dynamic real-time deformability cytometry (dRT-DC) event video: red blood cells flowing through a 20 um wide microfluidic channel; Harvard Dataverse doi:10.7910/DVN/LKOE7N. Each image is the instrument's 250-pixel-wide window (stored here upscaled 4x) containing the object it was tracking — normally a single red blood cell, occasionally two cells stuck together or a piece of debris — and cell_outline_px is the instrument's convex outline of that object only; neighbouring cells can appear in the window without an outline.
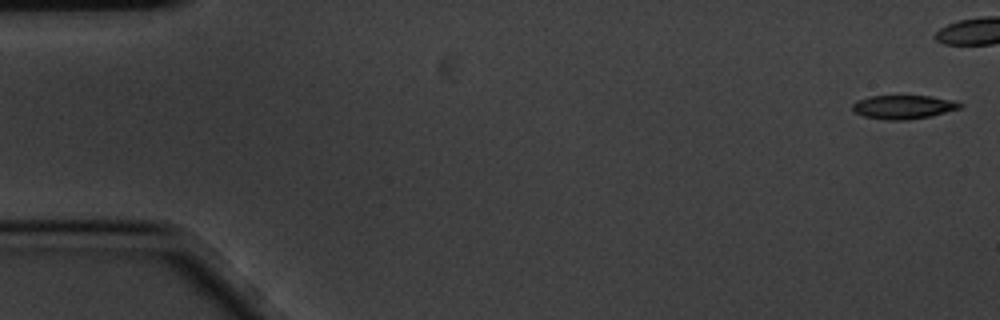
{"species": "common noctule bat (a hibernating species)", "species_latin": "Nyctalus noctula", "temperature_condition": "cold", "stored_images_in_passage": 9, "segment_of_instrument_passage": [1, 2], "camera_frame_rate_fps": 3000, "um_per_image_px": 0.085, "animal": {"sex": "male", "body_mass_g": 20.1, "forearm_length_mm": 53.5}, "frame": {"image": 1, "passage_image": 1, "time_ms": 0.0, "image_size_px": [1000, 320], "cell_outline_px": [[964, 104], [960, 108], [932, 116], [904, 120], [888, 120], [864, 116], [856, 112], [852, 108], [852, 104], [856, 100], [868, 96], [932, 96], [952, 100]], "centroid_in_image_um": [76.79, 9.09], "position_along_channel_um": 8.2, "area_um2": 14.85}}
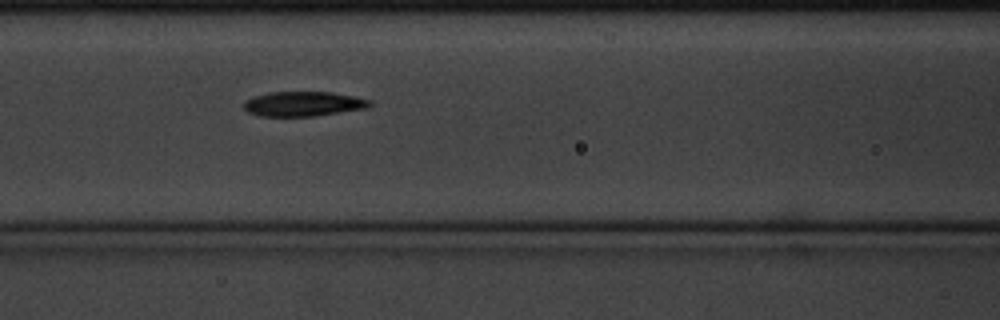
{"frame": {"image": 2, "passage_image": 8, "time_ms": 2.333, "image_size_px": [1000, 320], "cell_outline_px": [[372, 104], [368, 108], [316, 116], [260, 116], [248, 112], [244, 108], [244, 100], [252, 96], [268, 92], [332, 92], [372, 100]], "centroid_in_image_um": [25.77, 8.83], "position_along_channel_um": 140.8, "area_um2": 18.32}}